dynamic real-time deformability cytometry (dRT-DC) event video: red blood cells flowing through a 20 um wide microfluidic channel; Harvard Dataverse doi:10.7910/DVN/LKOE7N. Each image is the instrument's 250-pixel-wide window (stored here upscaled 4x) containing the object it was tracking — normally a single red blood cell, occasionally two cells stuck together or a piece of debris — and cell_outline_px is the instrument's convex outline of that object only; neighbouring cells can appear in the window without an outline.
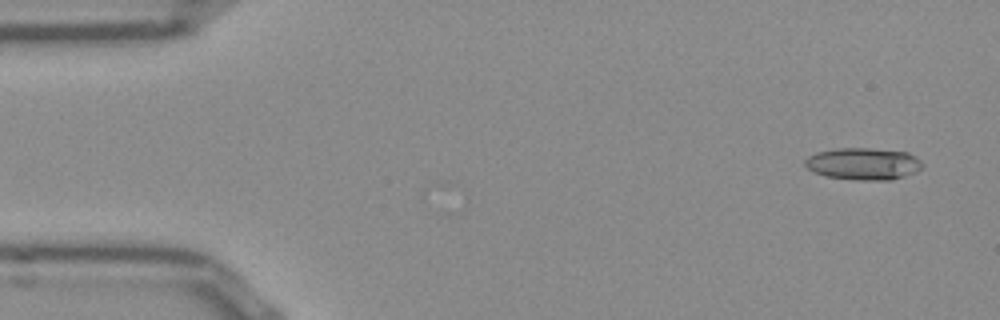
{"species": "Egyptian fruit bat (a non-hibernating species)", "species_latin": "Rousettus aegyptiacus", "temperature_condition": "room temperature", "stored_images_in_passage": 4, "camera_frame_rate_fps": 3000, "um_per_image_px": 0.085, "frame": {"image": 1, "passage_image": 1, "time_ms": 0.0, "image_size_px": [1000, 320], "cell_outline_px": [[924, 164], [916, 172], [892, 180], [860, 180], [828, 176], [816, 172], [808, 168], [804, 164], [804, 160], [808, 156], [816, 152], [836, 148], [868, 148], [908, 152], [916, 156]], "centroid_in_image_um": [73.41, 13.91], "position_along_channel_um": 11.6, "area_um2": 21.85}}